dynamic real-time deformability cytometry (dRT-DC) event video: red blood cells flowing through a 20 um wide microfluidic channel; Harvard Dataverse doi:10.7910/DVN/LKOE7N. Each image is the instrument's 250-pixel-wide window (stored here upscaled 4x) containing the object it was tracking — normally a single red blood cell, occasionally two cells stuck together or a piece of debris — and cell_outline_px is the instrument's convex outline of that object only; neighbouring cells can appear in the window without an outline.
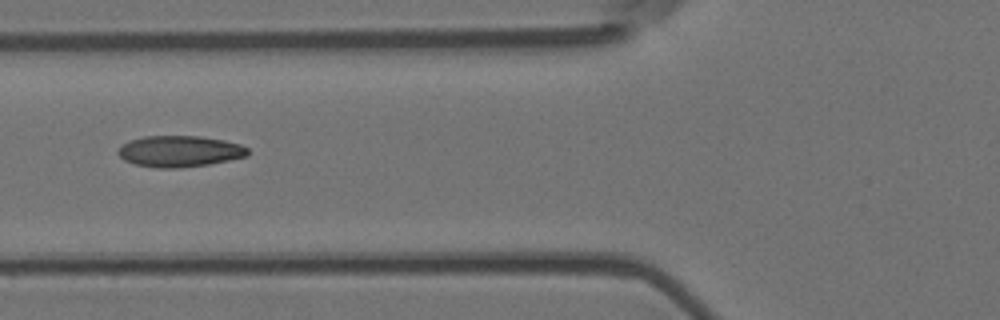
{"species": "Egyptian fruit bat (a non-hibernating species)", "species_latin": "Rousettus aegyptiacus", "temperature_condition": "room temperature", "stored_images_in_passage": 9, "camera_frame_rate_fps": 3000, "um_per_image_px": 0.085, "animal": {"sex": "female"}, "frame": {"image": 1, "passage_image": 6, "time_ms": 1.667, "image_size_px": [1000, 320], "cell_outline_px": [[248, 156], [208, 164], [176, 168], [156, 168], [136, 164], [124, 160], [116, 152], [120, 144], [144, 136], [200, 136], [224, 140], [240, 144], [248, 148]], "centroid_in_image_um": [15.24, 12.85], "position_along_channel_um": 110.6, "area_um2": 23.58}}
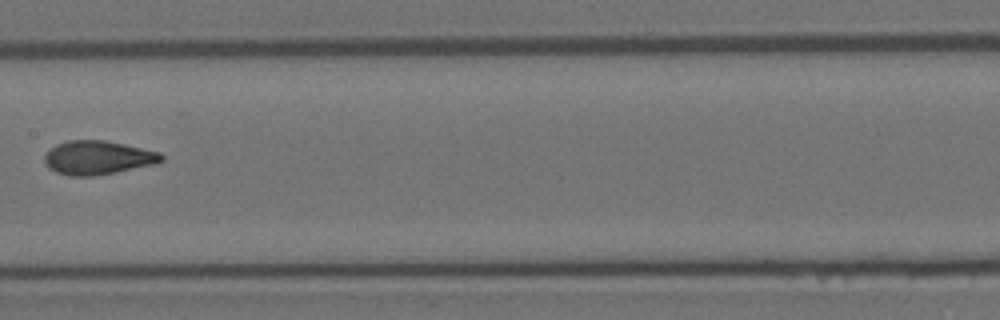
{"frame": {"image": 2, "passage_image": 8, "time_ms": 2.333, "image_size_px": [1000, 320], "cell_outline_px": [[164, 160], [156, 164], [116, 172], [92, 176], [68, 176], [56, 172], [48, 168], [44, 164], [44, 156], [56, 144], [68, 140], [104, 140], [124, 144], [160, 152], [164, 156]], "centroid_in_image_um": [8.31, 13.41], "position_along_channel_um": 199.1, "area_um2": 23.12}}
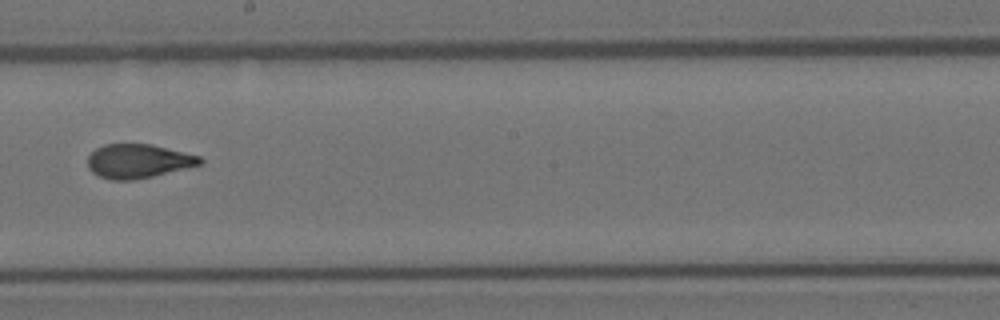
{"frame": {"image": 3, "passage_image": 9, "time_ms": 2.667, "image_size_px": [1000, 320], "cell_outline_px": [[204, 160], [200, 164], [152, 176], [132, 180], [112, 180], [100, 176], [92, 172], [88, 168], [88, 156], [96, 148], [104, 144], [148, 144], [200, 156]], "centroid_in_image_um": [11.7, 13.69], "position_along_channel_um": 236.5, "area_um2": 21.85}}